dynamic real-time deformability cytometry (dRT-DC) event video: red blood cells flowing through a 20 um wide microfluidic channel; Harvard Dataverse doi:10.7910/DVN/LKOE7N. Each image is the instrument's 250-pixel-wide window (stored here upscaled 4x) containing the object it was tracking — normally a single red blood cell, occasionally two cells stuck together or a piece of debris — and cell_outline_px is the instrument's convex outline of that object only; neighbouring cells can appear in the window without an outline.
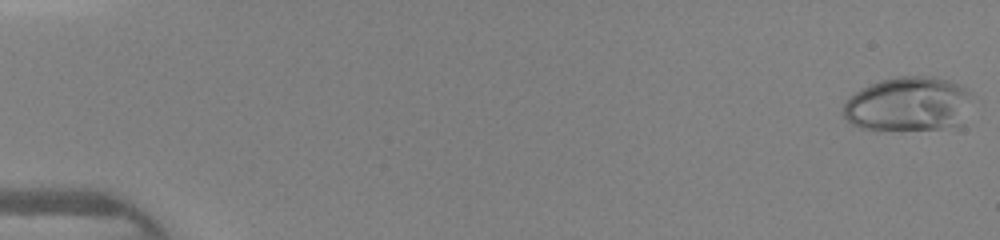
{"species": "human", "species_latin": "Homo sapiens", "temperature_condition": "warm", "stored_images_in_passage": 46, "camera_frame_rate_fps": 3000, "um_per_image_px": 0.085, "donor": {"sex": "female"}, "frame": {"image": 1, "passage_image": 1, "time_ms": 0.0, "image_size_px": [1000, 240], "cell_outline_px": [[972, 96], [960, 124], [940, 128], [872, 132], [860, 128], [852, 124], [840, 112], [844, 104], [856, 92], [880, 80], [896, 76], [936, 76], [960, 84]], "centroid_in_image_um": [77.15, 8.87], "position_along_channel_um": 7.9, "area_um2": 41.21}}
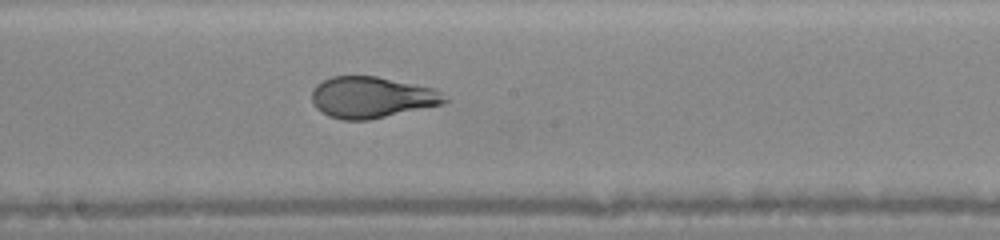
{"frame": {"image": 2, "passage_image": 26, "time_ms": 8.333, "image_size_px": [1000, 240], "cell_outline_px": [[448, 100], [444, 104], [368, 120], [344, 120], [328, 116], [316, 108], [312, 100], [312, 88], [316, 84], [332, 76], [376, 76], [436, 88]], "centroid_in_image_um": [31.59, 8.27], "position_along_channel_um": 216.6, "area_um2": 32.02}}
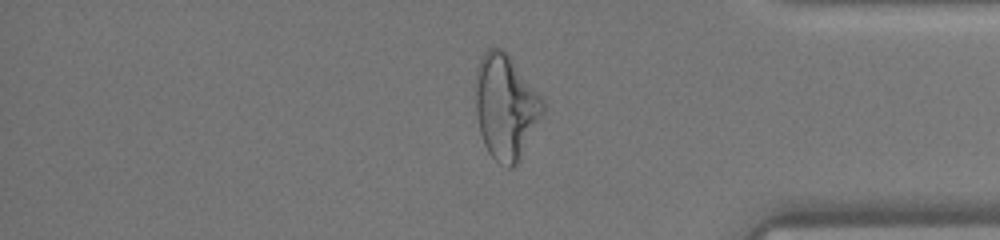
{"frame": {"image": 3, "passage_image": 39, "time_ms": 12.667, "image_size_px": [1000, 240], "cell_outline_px": [[544, 112], [516, 164], [512, 168], [508, 168], [500, 164], [488, 152], [484, 144], [480, 132], [476, 112], [476, 68], [484, 52], [488, 48], [504, 48], [508, 52], [544, 100]], "centroid_in_image_um": [42.98, 9.03], "position_along_channel_um": 392.2, "area_um2": 40.98}}